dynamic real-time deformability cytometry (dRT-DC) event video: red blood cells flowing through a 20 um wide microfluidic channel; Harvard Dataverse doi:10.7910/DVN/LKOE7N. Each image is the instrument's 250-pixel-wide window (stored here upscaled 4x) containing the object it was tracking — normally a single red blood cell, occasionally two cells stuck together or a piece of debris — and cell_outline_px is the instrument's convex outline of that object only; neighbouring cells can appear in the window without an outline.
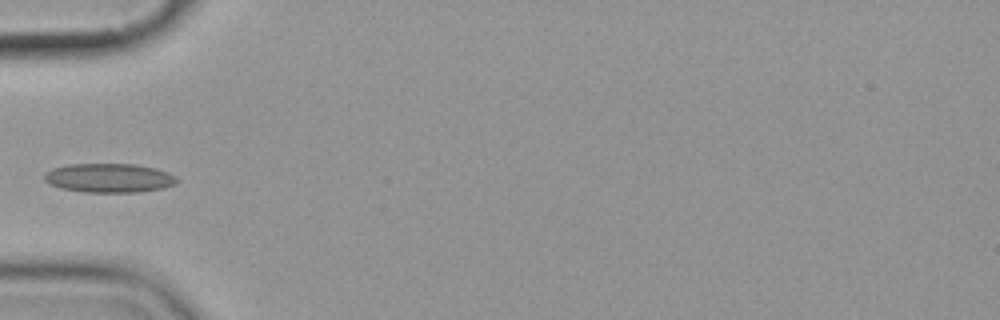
{"species": "common noctule bat (a hibernating species)", "species_latin": "Nyctalus noctula", "temperature_condition": "cold", "stored_images_in_passage": 4, "camera_frame_rate_fps": 3000, "um_per_image_px": 0.085, "animal": {"sex": "female", "body_mass_g": 19.9}, "frame": {"image": 1, "passage_image": 1, "time_ms": 0.0, "image_size_px": [1000, 320], "cell_outline_px": [[180, 180], [176, 184], [164, 188], [140, 192], [84, 192], [60, 188], [48, 184], [44, 180], [44, 172], [52, 168], [68, 164], [136, 164], [156, 168], [168, 172], [176, 176]], "centroid_in_image_um": [9.28, 15.13], "position_along_channel_um": 75.7, "area_um2": 22.83}}
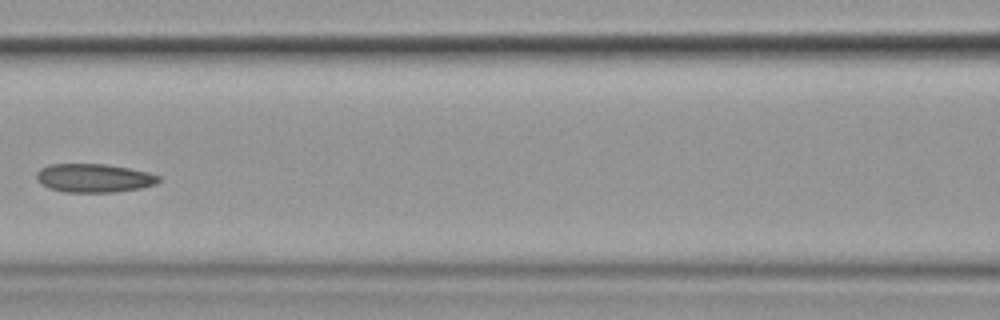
{"frame": {"image": 2, "passage_image": 3, "time_ms": 2.333, "image_size_px": [1000, 320], "cell_outline_px": [[160, 180], [156, 184], [140, 188], [116, 192], [64, 192], [48, 188], [36, 180], [36, 172], [40, 168], [52, 164], [104, 164], [128, 168], [148, 172], [160, 176]], "centroid_in_image_um": [7.97, 15.14], "position_along_channel_um": 158.6, "area_um2": 20.4}}
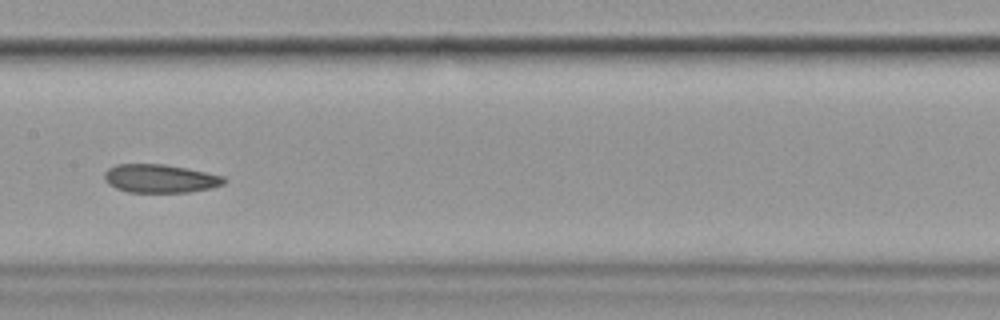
{"frame": {"image": 3, "passage_image": 4, "time_ms": 3.333, "image_size_px": [1000, 320], "cell_outline_px": [[228, 180], [224, 184], [212, 188], [188, 192], [128, 192], [116, 188], [108, 184], [104, 180], [104, 172], [108, 168], [116, 164], [164, 164], [188, 168], [224, 176]], "centroid_in_image_um": [13.62, 15.17], "position_along_channel_um": 193.8, "area_um2": 20.0}}